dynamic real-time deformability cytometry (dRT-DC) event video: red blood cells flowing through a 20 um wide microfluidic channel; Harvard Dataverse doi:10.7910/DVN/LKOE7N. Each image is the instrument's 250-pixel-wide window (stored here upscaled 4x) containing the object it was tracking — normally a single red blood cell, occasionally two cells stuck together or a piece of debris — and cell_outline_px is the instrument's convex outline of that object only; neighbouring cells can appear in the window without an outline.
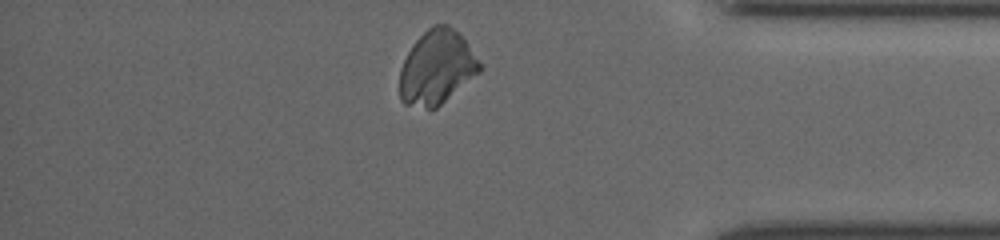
{"species": "common noctule bat (a hibernating species)", "species_latin": "Nyctalus noctula", "temperature_condition": "cold", "stored_images_in_passage": 43, "camera_frame_rate_fps": 3000, "um_per_image_px": 0.085, "animal": {"sex": "female", "body_mass_g": 19.5, "forearm_length_mm": 54.1}, "frame": {"image": 1, "passage_image": 40, "time_ms": 10.667, "image_size_px": [1000, 240], "cell_outline_px": [[480, 72], [436, 108], [428, 108], [404, 104], [400, 100], [400, 68], [412, 44], [432, 24], [448, 24], [464, 40], [480, 64]], "centroid_in_image_um": [37.08, 5.74], "position_along_channel_um": 398.1, "area_um2": 33.93}}